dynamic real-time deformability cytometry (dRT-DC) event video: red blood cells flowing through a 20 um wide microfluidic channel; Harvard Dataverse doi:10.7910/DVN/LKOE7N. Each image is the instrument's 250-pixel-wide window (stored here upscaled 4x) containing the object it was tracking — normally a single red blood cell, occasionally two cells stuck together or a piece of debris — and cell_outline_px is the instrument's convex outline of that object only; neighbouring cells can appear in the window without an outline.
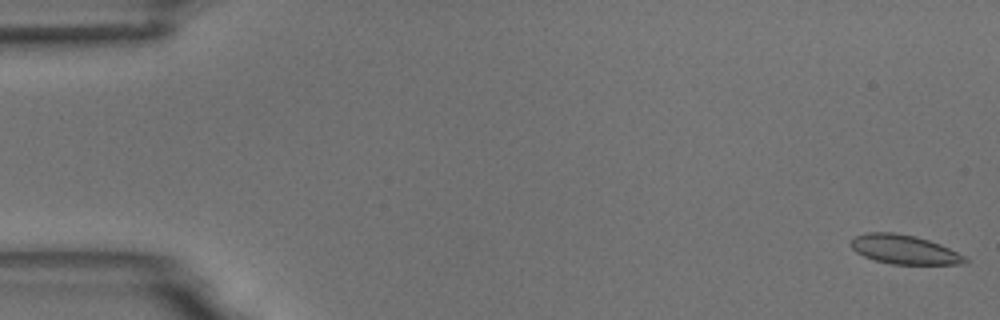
{"species": "common noctule bat (a hibernating species)", "species_latin": "Nyctalus noctula", "temperature_condition": "room temperature", "stored_images_in_passage": 54, "camera_frame_rate_fps": 3000, "um_per_image_px": 0.085, "animal": {"sex": "male", "body_mass_g": 18.8}, "frame": {"image": 1, "passage_image": 1, "time_ms": 0.0, "image_size_px": [1000, 320], "cell_outline_px": [[968, 260], [960, 264], [892, 264], [876, 260], [864, 256], [856, 252], [848, 244], [856, 236], [864, 232], [896, 232], [916, 236], [940, 244], [964, 256]], "centroid_in_image_um": [76.81, 21.19], "position_along_channel_um": 8.2, "area_um2": 19.25}}
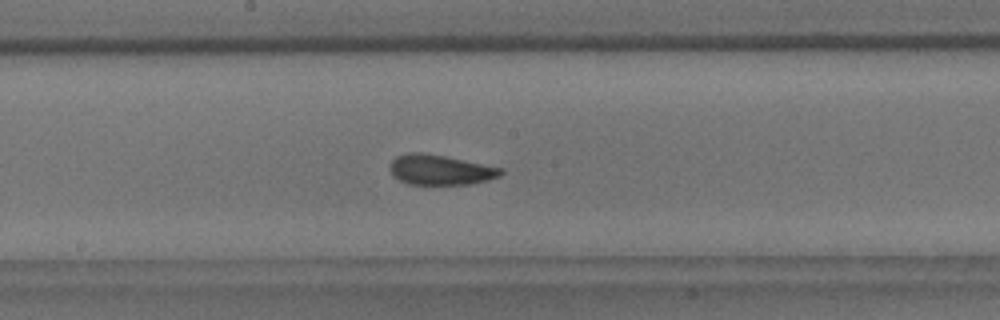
{"frame": {"image": 2, "passage_image": 29, "time_ms": 9.333, "image_size_px": [1000, 320], "cell_outline_px": [[504, 172], [500, 176], [488, 180], [468, 184], [408, 184], [392, 176], [392, 160], [396, 156], [408, 152], [420, 152], [444, 156], [504, 168]], "centroid_in_image_um": [37.45, 14.43], "position_along_channel_um": 210.7, "area_um2": 19.31}}
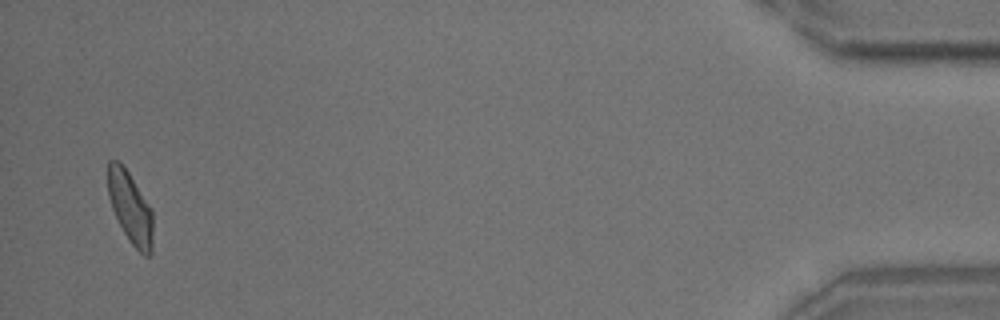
{"frame": {"image": 3, "passage_image": 53, "time_ms": 17.333, "image_size_px": [1000, 320], "cell_outline_px": [[152, 252], [148, 256], [144, 256], [128, 240], [112, 208], [108, 196], [108, 160], [116, 160], [128, 172], [152, 208]], "centroid_in_image_um": [11.08, 17.67], "position_along_channel_um": 424.1, "area_um2": 18.55}, "authors_computed_cell_mechanics": {"area_um2": 19.3919, "velocity_mm_per_s": 3.7193, "shape_relaxation_time_tau1_ms": 5.6713, "shape_relaxation_time_tau2_ms": 1.5161, "deformation_change_tau1": 0.123, "deformation_change_tau2": 0.0783}}